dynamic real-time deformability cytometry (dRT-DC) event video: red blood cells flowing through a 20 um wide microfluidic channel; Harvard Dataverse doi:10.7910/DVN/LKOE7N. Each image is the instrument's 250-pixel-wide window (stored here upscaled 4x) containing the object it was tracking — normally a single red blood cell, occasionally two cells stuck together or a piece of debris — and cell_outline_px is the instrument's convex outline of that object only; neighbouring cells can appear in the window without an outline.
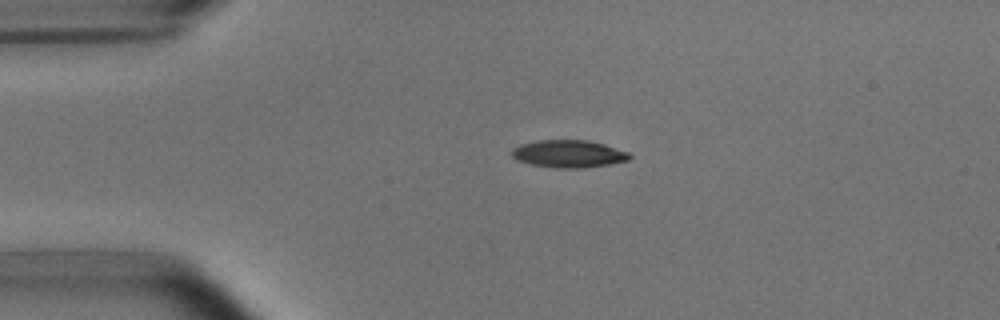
{"species": "common noctule bat (a hibernating species)", "species_latin": "Nyctalus noctula", "temperature_condition": "room temperature", "stored_images_in_passage": 42, "camera_frame_rate_fps": 3000, "um_per_image_px": 0.085, "animal": {"sex": "male", "body_mass_g": 15.6}, "frame": {"image": 1, "passage_image": 1, "time_ms": 0.0, "image_size_px": [1000, 320], "cell_outline_px": [[632, 156], [628, 160], [608, 164], [584, 168], [556, 168], [532, 164], [516, 160], [512, 156], [512, 148], [520, 144], [536, 140], [588, 140], [604, 144], [628, 152]], "centroid_in_image_um": [48.31, 13.07], "position_along_channel_um": 36.7, "area_um2": 18.84}}
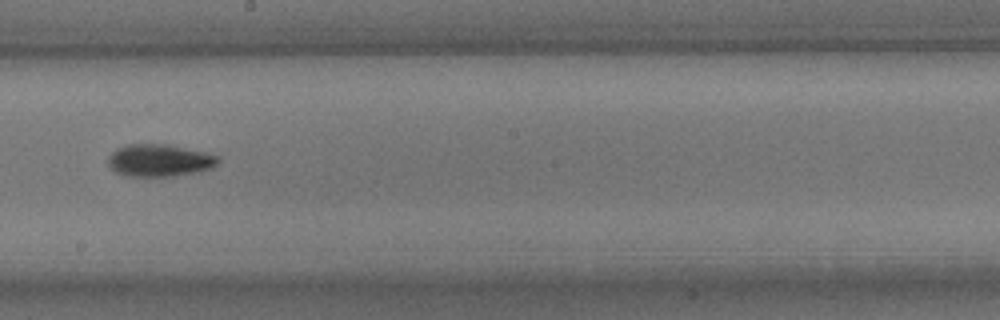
{"frame": {"image": 2, "passage_image": 19, "time_ms": 6.0, "image_size_px": [1000, 320], "cell_outline_px": [[220, 160], [212, 168], [200, 172], [172, 176], [124, 176], [116, 172], [108, 164], [108, 156], [116, 148], [128, 144], [168, 144], [204, 152], [220, 156]], "centroid_in_image_um": [13.56, 13.63], "position_along_channel_um": 234.6, "area_um2": 20.87}}
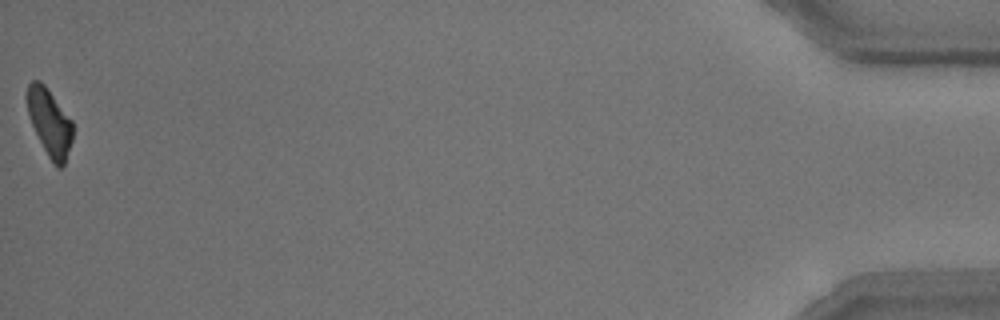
{"frame": {"image": 3, "passage_image": 42, "time_ms": 13.667, "image_size_px": [1000, 320], "cell_outline_px": [[72, 140], [64, 164], [60, 168], [56, 168], [48, 156], [32, 124], [28, 112], [24, 96], [28, 84], [32, 80], [40, 80], [48, 88], [72, 120]], "centroid_in_image_um": [4.19, 10.35], "position_along_channel_um": 431.0, "area_um2": 17.92}, "authors_computed_cell_mechanics": {"area_um2": 19.1607, "velocity_mm_per_s": 3.8155, "shape_relaxation_time_tau1_ms": 3.3585, "shape_relaxation_time_tau2_ms": 8.761, "deformation_change_tau1": 0.1386, "deformation_change_tau2": 0.1874}}